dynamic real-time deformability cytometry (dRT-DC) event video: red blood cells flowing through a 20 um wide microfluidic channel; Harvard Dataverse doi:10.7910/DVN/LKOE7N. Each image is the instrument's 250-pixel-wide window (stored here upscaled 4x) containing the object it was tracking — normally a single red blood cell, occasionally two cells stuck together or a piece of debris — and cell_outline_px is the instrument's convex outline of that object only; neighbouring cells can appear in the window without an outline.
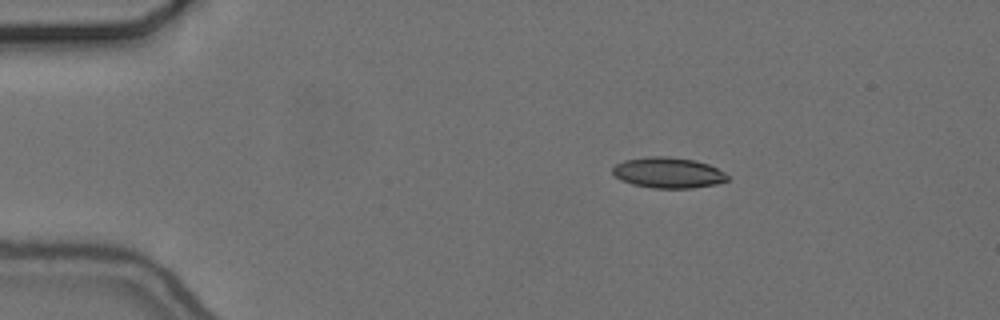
{"species": "common noctule bat (a hibernating species)", "species_latin": "Nyctalus noctula", "temperature_condition": "cold", "stored_images_in_passage": 47, "camera_frame_rate_fps": 3000, "um_per_image_px": 0.085, "animal": {"sex": "female", "body_mass_g": 24.6, "forearm_length_mm": 56.2}, "frame": {"image": 1, "passage_image": 1, "time_ms": 0.0, "image_size_px": [1000, 320], "cell_outline_px": [[728, 180], [716, 184], [692, 188], [652, 188], [632, 184], [620, 180], [612, 172], [612, 168], [616, 164], [624, 160], [648, 156], [668, 156], [696, 160], [708, 164], [724, 172], [728, 176]], "centroid_in_image_um": [56.78, 14.67], "position_along_channel_um": 28.2, "area_um2": 20.63}}
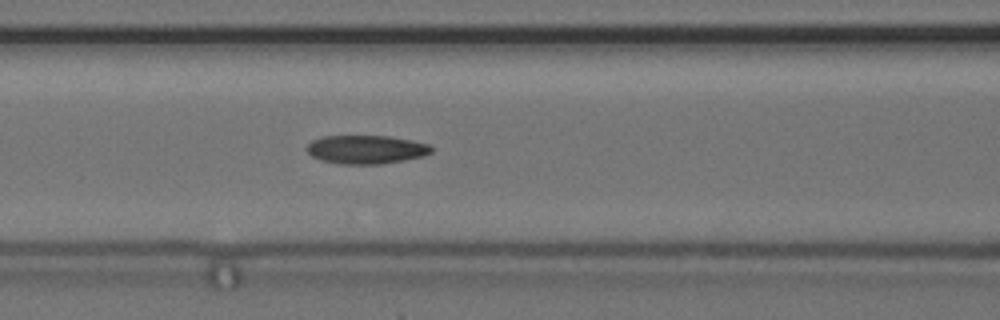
{"frame": {"image": 2, "passage_image": 15, "time_ms": 4.667, "image_size_px": [1000, 320], "cell_outline_px": [[432, 152], [420, 156], [404, 160], [380, 164], [340, 164], [320, 160], [312, 156], [308, 152], [308, 144], [312, 140], [320, 136], [388, 136], [412, 140], [428, 144], [432, 148]], "centroid_in_image_um": [31.09, 12.7], "position_along_channel_um": 135.5, "area_um2": 20.63}}
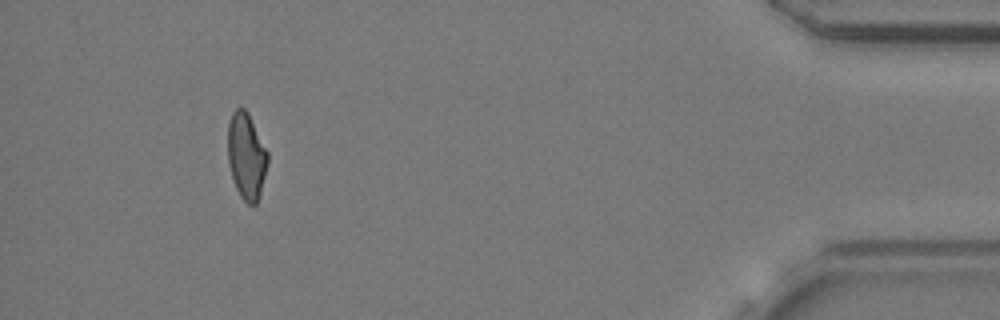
{"frame": {"image": 3, "passage_image": 43, "time_ms": 14.0, "image_size_px": [1000, 320], "cell_outline_px": [[268, 164], [260, 196], [256, 204], [248, 204], [240, 196], [236, 188], [228, 164], [228, 124], [232, 112], [236, 108], [244, 108], [248, 112], [268, 152]], "centroid_in_image_um": [20.95, 13.27], "position_along_channel_um": 414.3, "area_um2": 20.17}, "authors_computed_cell_mechanics": {"area_um2": 20.6346, "velocity_mm_per_s": 3.6712, "shape_relaxation_time_tau1_ms": null, "shape_relaxation_time_tau2_ms": 3.4138, "deformation_change_tau1": null, "deformation_change_tau2": 0.0956}}